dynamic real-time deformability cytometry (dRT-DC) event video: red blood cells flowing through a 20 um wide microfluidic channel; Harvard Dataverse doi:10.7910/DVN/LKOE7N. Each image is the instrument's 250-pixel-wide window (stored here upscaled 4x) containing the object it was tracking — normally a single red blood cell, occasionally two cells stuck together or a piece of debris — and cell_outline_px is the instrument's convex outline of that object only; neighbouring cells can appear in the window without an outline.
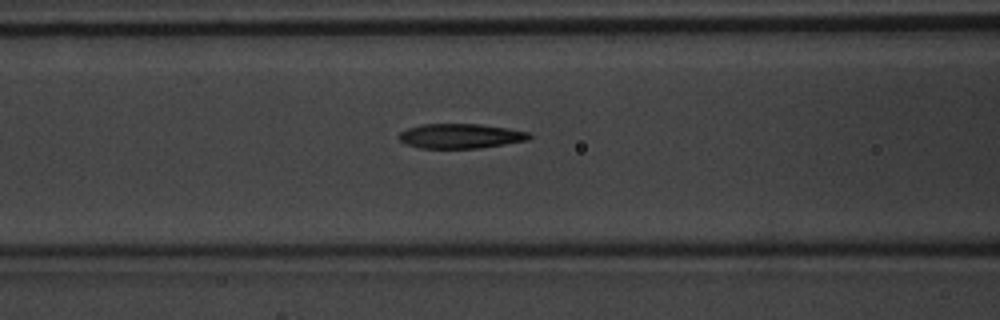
{"species": "common noctule bat (a hibernating species)", "species_latin": "Nyctalus noctula", "temperature_condition": "warm", "stored_images_in_passage": 47, "camera_frame_rate_fps": 3000, "um_per_image_px": 0.085, "animal": {"sex": "male", "body_mass_g": 20.1, "forearm_length_mm": 53.5}, "frame": {"image": 1, "passage_image": 21, "time_ms": 6.667, "image_size_px": [1000, 320], "cell_outline_px": [[532, 136], [528, 140], [480, 148], [420, 148], [408, 144], [400, 140], [400, 132], [408, 128], [424, 124], [480, 124], [508, 128], [528, 132]], "centroid_in_image_um": [39.17, 11.56], "position_along_channel_um": 127.4, "area_um2": 18.55}}
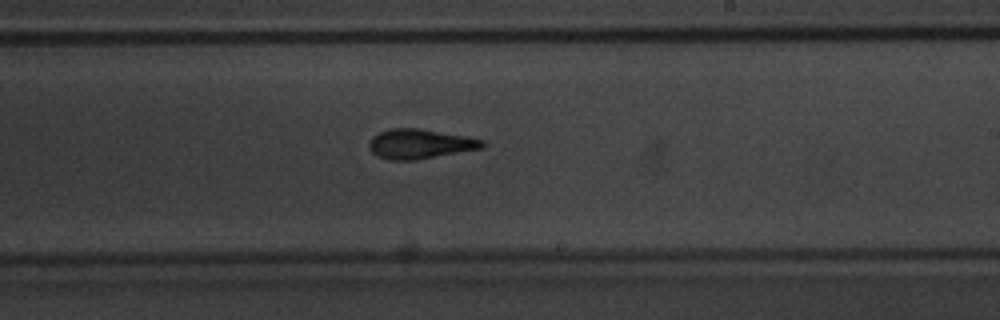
{"frame": {"image": 2, "passage_image": 30, "time_ms": 9.667, "image_size_px": [1000, 320], "cell_outline_px": [[484, 148], [416, 160], [388, 160], [376, 156], [368, 148], [368, 144], [372, 136], [388, 128], [420, 128], [464, 136], [484, 140]], "centroid_in_image_um": [35.65, 12.24], "position_along_channel_um": 253.3, "area_um2": 19.71}}
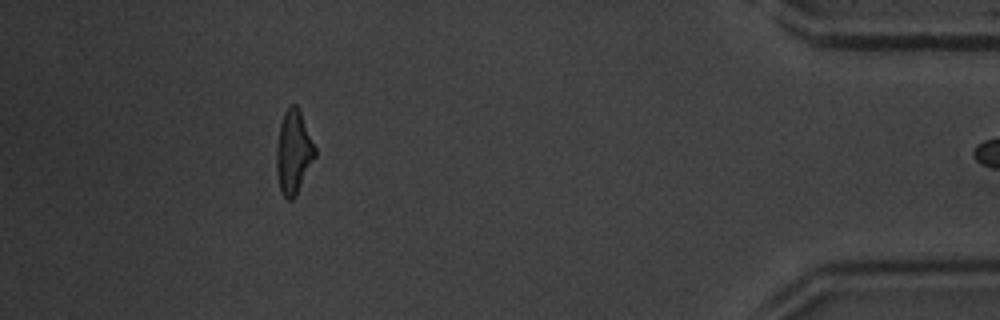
{"frame": {"image": 3, "passage_image": 45, "time_ms": 14.667, "image_size_px": [1000, 320], "cell_outline_px": [[316, 156], [296, 196], [292, 200], [288, 200], [284, 196], [280, 188], [276, 172], [276, 148], [280, 124], [284, 112], [292, 104], [296, 104], [300, 108], [316, 148]], "centroid_in_image_um": [24.96, 12.91], "position_along_channel_um": 410.2, "area_um2": 18.96}, "authors_computed_cell_mechanics": {"area_um2": 18.9584, "velocity_mm_per_s": 4.1935, "shape_relaxation_time_tau1_ms": 3.2738, "shape_relaxation_time_tau2_ms": 2.173, "deformation_change_tau1": 0.1682, "deformation_change_tau2": 0.1181}}